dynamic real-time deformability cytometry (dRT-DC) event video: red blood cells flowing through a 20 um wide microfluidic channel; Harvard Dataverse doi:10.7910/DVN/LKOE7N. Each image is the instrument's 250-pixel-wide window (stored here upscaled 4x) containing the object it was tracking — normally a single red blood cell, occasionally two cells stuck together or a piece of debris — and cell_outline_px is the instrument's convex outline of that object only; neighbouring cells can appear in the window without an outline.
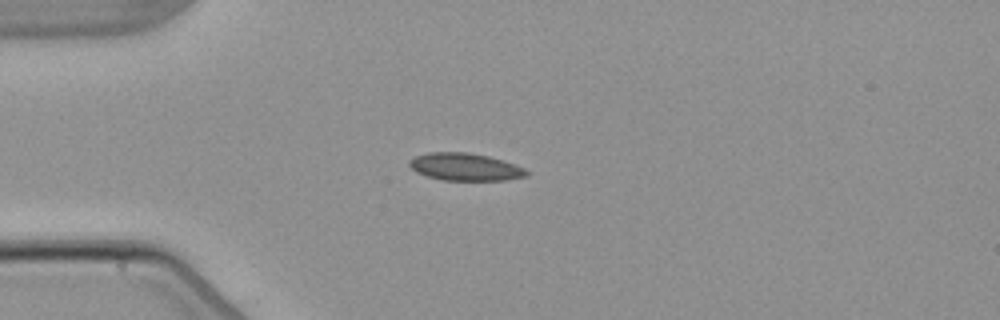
{"species": "common noctule bat (a hibernating species)", "species_latin": "Nyctalus noctula", "temperature_condition": "warm", "stored_images_in_passage": 5, "camera_frame_rate_fps": 3000, "um_per_image_px": 0.085, "animal": {"sex": "male", "body_mass_g": 21.5, "forearm_length_mm": 52.0}, "frame": {"image": 1, "passage_image": 4, "time_ms": 4.333, "image_size_px": [1000, 320], "cell_outline_px": [[528, 176], [504, 180], [444, 180], [428, 176], [416, 172], [408, 164], [408, 160], [416, 156], [428, 152], [468, 152], [488, 156], [524, 168], [528, 172]], "centroid_in_image_um": [39.5, 14.18], "position_along_channel_um": 45.5, "area_um2": 18.55}}
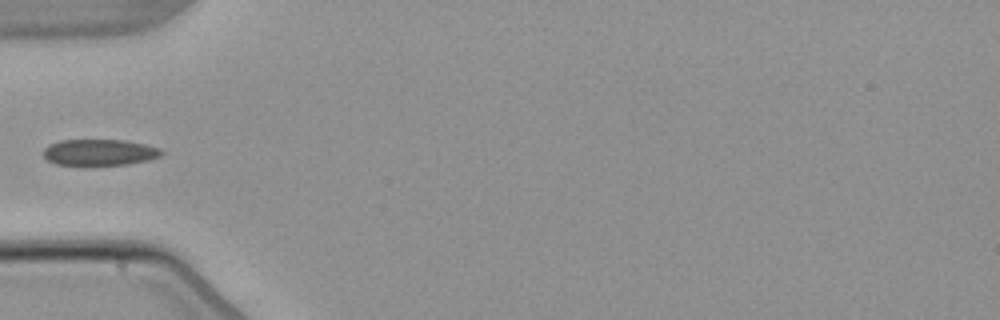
{"frame": {"image": 2, "passage_image": 5, "time_ms": 5.667, "image_size_px": [1000, 320], "cell_outline_px": [[164, 152], [160, 156], [148, 160], [128, 164], [84, 168], [56, 164], [48, 160], [44, 156], [44, 148], [48, 144], [60, 140], [124, 140], [144, 144], [160, 148]], "centroid_in_image_um": [8.42, 12.99], "position_along_channel_um": 76.6, "area_um2": 18.84}}